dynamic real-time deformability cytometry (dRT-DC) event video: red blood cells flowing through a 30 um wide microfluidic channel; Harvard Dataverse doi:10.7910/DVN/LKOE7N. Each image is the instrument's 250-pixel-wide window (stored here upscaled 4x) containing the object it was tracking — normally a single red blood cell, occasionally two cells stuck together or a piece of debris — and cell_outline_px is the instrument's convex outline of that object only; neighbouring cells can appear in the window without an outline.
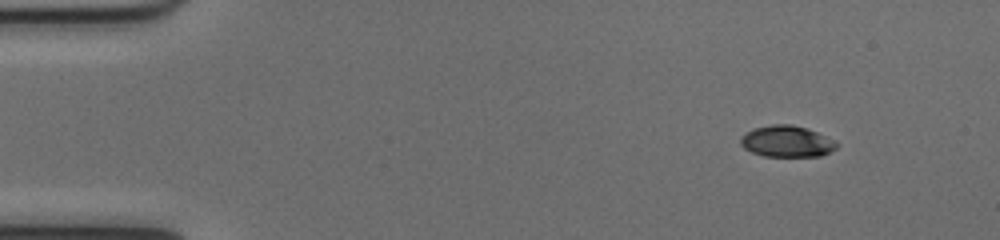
{"species": "common noctule bat (a hibernating species)", "species_latin": "Nyctalus noctula", "temperature_condition": "cold", "stored_images_in_passage": 47, "camera_frame_rate_fps": 3000, "um_per_image_px": 0.085, "animal": {"sex": "female", "body_mass_g": 17.0, "forearm_length_mm": 48.0}, "frame": {"image": 1, "passage_image": 1, "time_ms": 0.0, "image_size_px": [1000, 240], "cell_outline_px": [[836, 148], [820, 156], [764, 156], [752, 152], [744, 148], [740, 144], [740, 136], [752, 128], [772, 124], [792, 124], [808, 128], [824, 136], [836, 144]], "centroid_in_image_um": [66.79, 12.0], "position_along_channel_um": 18.2, "area_um2": 17.4}}
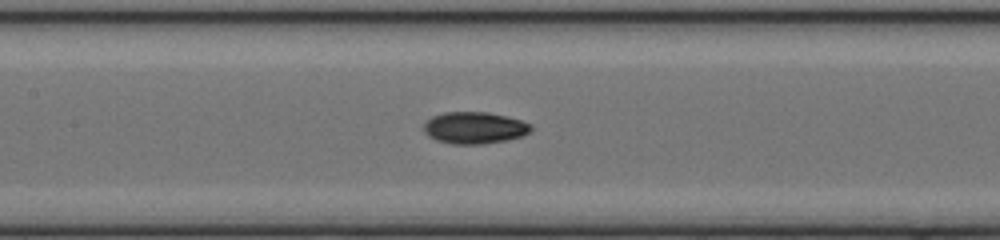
{"frame": {"image": 2, "passage_image": 20, "time_ms": 6.333, "image_size_px": [1000, 240], "cell_outline_px": [[532, 128], [524, 136], [508, 140], [484, 144], [452, 144], [436, 140], [428, 136], [424, 132], [424, 124], [432, 116], [444, 112], [488, 112], [508, 116], [532, 124]], "centroid_in_image_um": [40.35, 10.87], "position_along_channel_um": 167.1, "area_um2": 20.06}}
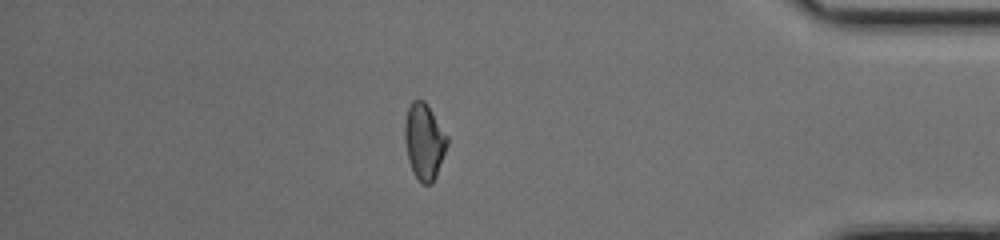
{"frame": {"image": 3, "passage_image": 40, "time_ms": 13.0, "image_size_px": [1000, 240], "cell_outline_px": [[448, 144], [436, 176], [432, 184], [420, 184], [412, 172], [408, 160], [404, 140], [404, 124], [408, 108], [412, 100], [424, 100], [448, 136]], "centroid_in_image_um": [36.04, 12.05], "position_along_channel_um": 399.2, "area_um2": 18.96}, "authors_computed_cell_mechanics": {"area_um2": 18.9584, "velocity_mm_per_s": 4.0248, "shape_relaxation_time_tau1_ms": 5.5491, "shape_relaxation_time_tau2_ms": 4.1903, "deformation_change_tau1": 0.1674, "deformation_change_tau2": 0.0718}}